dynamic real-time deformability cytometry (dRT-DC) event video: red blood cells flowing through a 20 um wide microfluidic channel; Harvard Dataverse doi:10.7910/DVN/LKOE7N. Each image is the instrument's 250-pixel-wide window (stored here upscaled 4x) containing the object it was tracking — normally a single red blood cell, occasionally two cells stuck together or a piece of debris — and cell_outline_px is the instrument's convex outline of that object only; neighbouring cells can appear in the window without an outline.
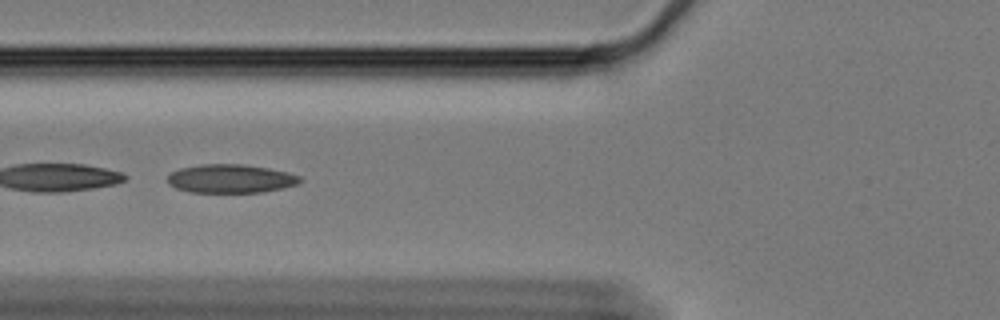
{"species": "Egyptian fruit bat (a non-hibernating species)", "species_latin": "Rousettus aegyptiacus", "temperature_condition": "cold", "stored_images_in_passage": 47, "camera_frame_rate_fps": 3000, "um_per_image_px": 0.085, "animal": {"sex": "female"}, "frame": {"image": 1, "passage_image": 11, "time_ms": 3.333, "image_size_px": [1000, 320], "cell_outline_px": [[304, 180], [300, 184], [284, 188], [264, 192], [188, 192], [176, 188], [168, 184], [168, 176], [172, 172], [180, 168], [204, 164], [240, 164], [268, 168], [288, 172], [300, 176]], "centroid_in_image_um": [19.66, 15.19], "position_along_channel_um": 106.1, "area_um2": 22.2}}
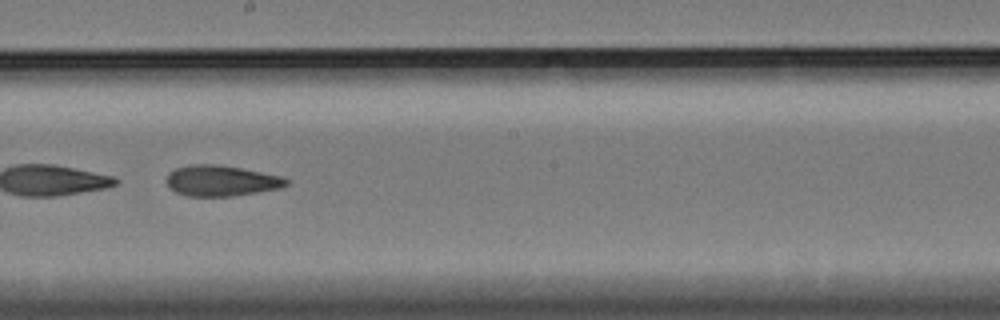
{"frame": {"image": 2, "passage_image": 22, "time_ms": 7.0, "image_size_px": [1000, 320], "cell_outline_px": [[288, 184], [280, 188], [232, 196], [188, 196], [176, 192], [168, 188], [168, 172], [176, 168], [192, 164], [212, 164], [240, 168], [284, 176], [288, 180]], "centroid_in_image_um": [18.8, 15.36], "position_along_channel_um": 229.4, "area_um2": 21.33}}
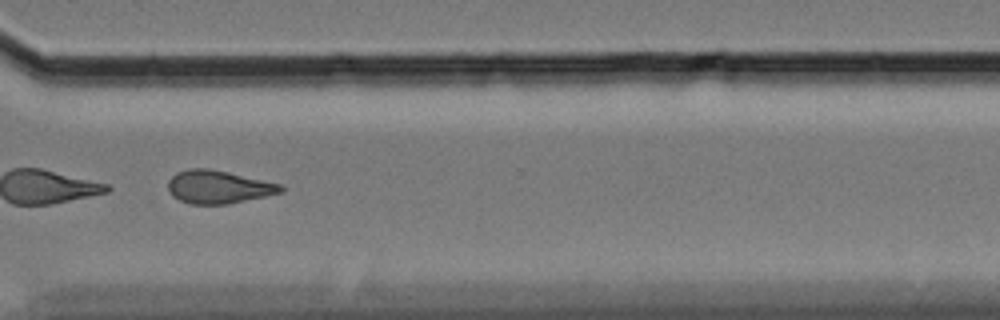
{"frame": {"image": 3, "passage_image": 33, "time_ms": 10.667, "image_size_px": [1000, 320], "cell_outline_px": [[284, 192], [228, 204], [192, 204], [180, 200], [172, 196], [168, 192], [168, 180], [176, 172], [188, 168], [208, 168], [228, 172], [280, 184], [284, 188]], "centroid_in_image_um": [18.53, 15.89], "position_along_channel_um": 352.1, "area_um2": 21.73}, "authors_computed_cell_mechanics": {"area_um2": 21.964, "velocity_mm_per_s": 3.3505, "shape_relaxation_time_tau1_ms": null, "shape_relaxation_time_tau2_ms": 4.8957, "deformation_change_tau1": null, "deformation_change_tau2": 0.1261}}